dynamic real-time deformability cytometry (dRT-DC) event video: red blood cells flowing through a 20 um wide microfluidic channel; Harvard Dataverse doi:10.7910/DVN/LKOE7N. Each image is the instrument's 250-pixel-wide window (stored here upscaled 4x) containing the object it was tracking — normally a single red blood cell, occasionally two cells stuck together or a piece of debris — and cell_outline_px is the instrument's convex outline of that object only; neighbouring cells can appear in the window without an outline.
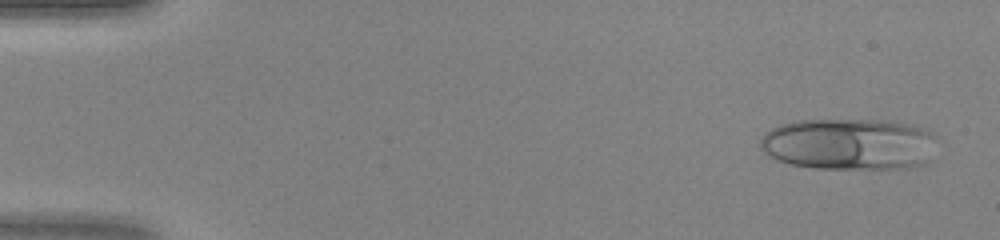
{"species": "human", "species_latin": "Homo sapiens", "temperature_condition": "warm", "stored_images_in_passage": 45, "camera_frame_rate_fps": 3000, "um_per_image_px": 0.085, "donor": {"sex": "female"}, "frame": {"image": 1, "passage_image": 2, "time_ms": 0.333, "image_size_px": [1000, 240], "cell_outline_px": [[936, 136], [928, 160], [924, 164], [916, 168], [816, 168], [788, 164], [776, 160], [768, 156], [760, 148], [760, 140], [764, 132], [780, 124], [800, 120], [880, 120], [904, 124], [920, 128], [932, 132]], "centroid_in_image_um": [72.11, 12.26], "position_along_channel_um": 12.9, "area_um2": 53.18}}
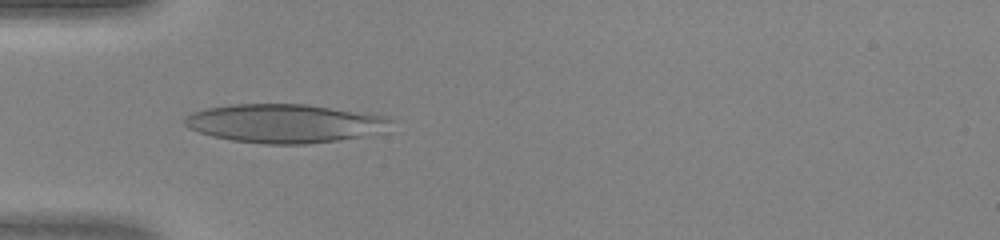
{"frame": {"image": 2, "passage_image": 14, "time_ms": 4.333, "image_size_px": [1000, 240], "cell_outline_px": [[392, 120], [388, 132], [340, 140], [308, 144], [264, 144], [232, 140], [212, 136], [188, 128], [184, 124], [184, 116], [192, 112], [204, 108], [232, 104], [304, 104], [368, 112], [388, 116]], "centroid_in_image_um": [24.26, 10.48], "position_along_channel_um": 60.7, "area_um2": 47.22}}
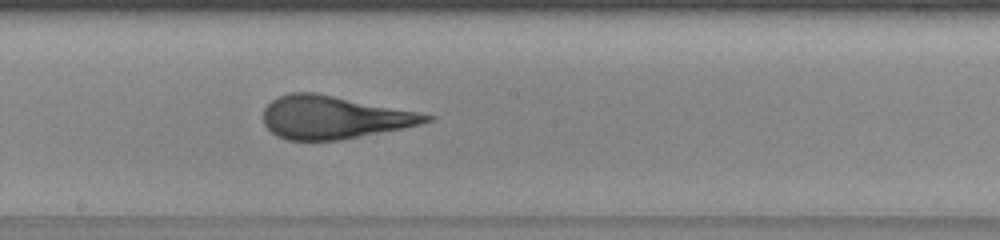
{"frame": {"image": 3, "passage_image": 25, "time_ms": 8.0, "image_size_px": [1000, 240], "cell_outline_px": [[436, 116], [432, 120], [420, 124], [404, 128], [340, 140], [288, 140], [276, 136], [264, 124], [264, 108], [276, 96], [288, 92], [312, 92], [416, 112]], "centroid_in_image_um": [28.32, 9.98], "position_along_channel_um": 219.9, "area_um2": 40.29}}